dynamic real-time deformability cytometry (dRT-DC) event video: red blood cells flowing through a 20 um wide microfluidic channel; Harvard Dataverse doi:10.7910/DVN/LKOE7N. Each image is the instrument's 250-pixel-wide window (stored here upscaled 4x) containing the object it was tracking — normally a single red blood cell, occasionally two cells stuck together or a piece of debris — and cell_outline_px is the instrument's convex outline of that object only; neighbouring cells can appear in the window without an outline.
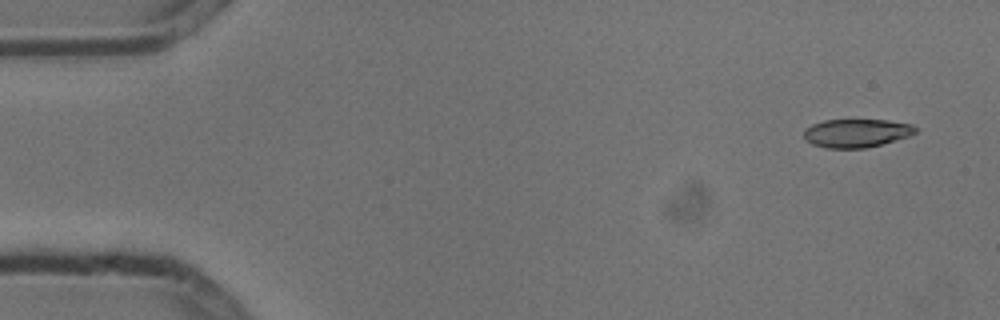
{"species": "common noctule bat (a hibernating species)", "species_latin": "Nyctalus noctula", "temperature_condition": "cold", "stored_images_in_passage": 5, "camera_frame_rate_fps": 3000, "um_per_image_px": 0.085, "animal": {"sex": "male", "body_mass_g": 13.3}, "frame": {"image": 1, "passage_image": 1, "time_ms": 0.0, "image_size_px": [1000, 320], "cell_outline_px": [[916, 132], [908, 136], [880, 144], [864, 148], [824, 148], [812, 144], [804, 140], [804, 128], [812, 124], [824, 120], [888, 120], [912, 124], [916, 128]], "centroid_in_image_um": [72.74, 11.31], "position_along_channel_um": 12.3, "area_um2": 18.44}}
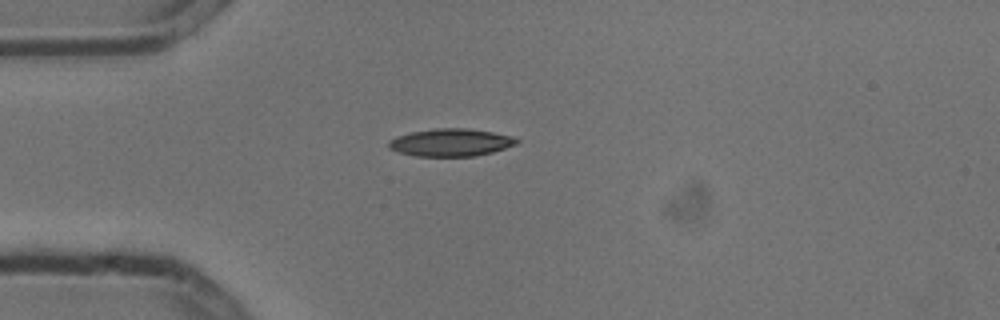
{"frame": {"image": 2, "passage_image": 4, "time_ms": 1.0, "image_size_px": [1000, 320], "cell_outline_px": [[520, 140], [516, 144], [492, 152], [476, 156], [416, 156], [400, 152], [388, 148], [388, 140], [396, 136], [408, 132], [436, 128], [468, 128], [492, 132], [512, 136]], "centroid_in_image_um": [38.29, 12.1], "position_along_channel_um": 46.7, "area_um2": 20.63}}